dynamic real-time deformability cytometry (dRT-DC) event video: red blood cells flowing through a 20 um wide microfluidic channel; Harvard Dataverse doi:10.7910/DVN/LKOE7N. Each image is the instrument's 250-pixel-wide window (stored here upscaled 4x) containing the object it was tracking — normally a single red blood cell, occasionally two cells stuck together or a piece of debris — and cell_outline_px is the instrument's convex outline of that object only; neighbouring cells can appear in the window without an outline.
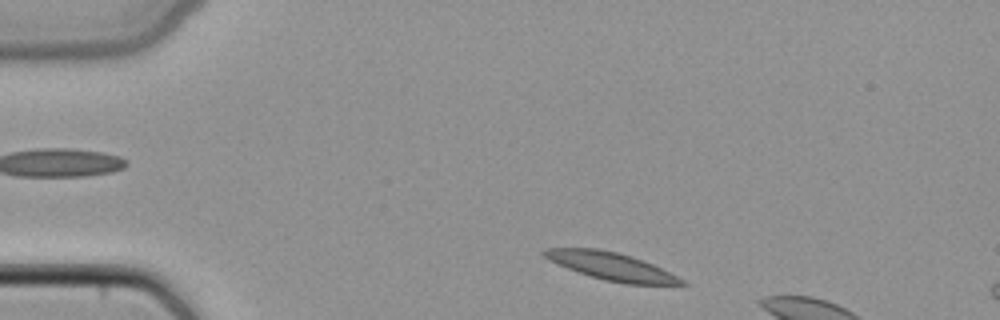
{"species": "common noctule bat (a hibernating species)", "species_latin": "Nyctalus noctula", "temperature_condition": "cold", "stored_images_in_passage": 6, "camera_frame_rate_fps": 3000, "um_per_image_px": 0.085, "animal": {"sex": "female", "body_mass_g": 22.7, "forearm_length_mm": 54.2}, "frame": {"image": 1, "passage_image": 2, "time_ms": 0.333, "image_size_px": [1000, 320], "cell_outline_px": [[688, 284], [624, 284], [604, 280], [556, 264], [548, 260], [540, 252], [544, 248], [596, 248], [616, 252], [632, 256], [652, 264], [684, 280]], "centroid_in_image_um": [51.9, 22.62], "position_along_channel_um": 33.1, "area_um2": 21.85}}